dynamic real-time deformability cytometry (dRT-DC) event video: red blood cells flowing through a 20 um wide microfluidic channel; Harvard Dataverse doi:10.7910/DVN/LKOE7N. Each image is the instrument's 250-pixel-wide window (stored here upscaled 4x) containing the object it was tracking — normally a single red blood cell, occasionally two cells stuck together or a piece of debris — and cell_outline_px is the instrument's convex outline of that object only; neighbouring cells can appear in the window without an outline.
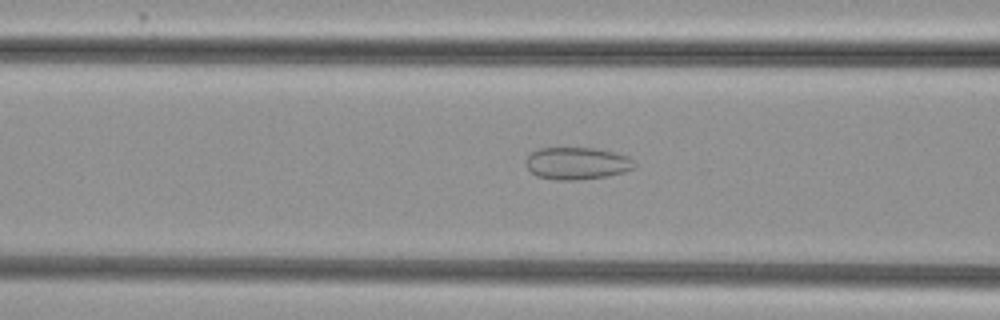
{"species": "common noctule bat (a hibernating species)", "species_latin": "Nyctalus noctula", "temperature_condition": "cold", "stored_images_in_passage": 9, "camera_frame_rate_fps": 3000, "um_per_image_px": 0.085, "animal": {"sex": "female", "body_mass_g": 29.2, "forearm_length_mm": 56.3}, "frame": {"image": 1, "passage_image": 7, "time_ms": 2.0, "image_size_px": [1000, 320], "cell_outline_px": [[636, 168], [624, 172], [608, 176], [576, 180], [556, 180], [536, 176], [524, 164], [524, 160], [532, 152], [540, 148], [592, 148], [612, 152], [628, 156], [636, 164]], "centroid_in_image_um": [49.03, 13.89], "position_along_channel_um": 117.6, "area_um2": 20.46}}